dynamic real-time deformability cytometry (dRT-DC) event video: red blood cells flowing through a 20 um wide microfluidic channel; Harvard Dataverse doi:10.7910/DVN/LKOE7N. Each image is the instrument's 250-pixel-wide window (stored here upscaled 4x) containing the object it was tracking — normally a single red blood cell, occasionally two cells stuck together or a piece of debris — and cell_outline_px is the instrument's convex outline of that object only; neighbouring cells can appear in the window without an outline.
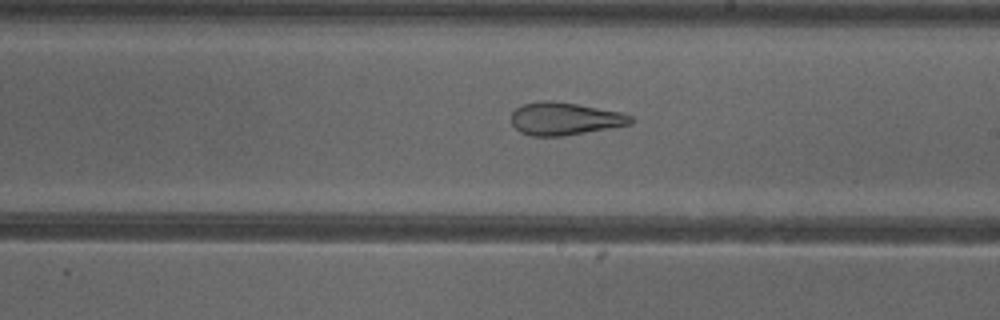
{"species": "common noctule bat (a hibernating species)", "species_latin": "Nyctalus noctula", "temperature_condition": "cold", "stored_images_in_passage": 53, "camera_frame_rate_fps": 3000, "um_per_image_px": 0.085, "animal": {"sex": "female"}, "frame": {"image": 1, "passage_image": 31, "time_ms": 10.0, "image_size_px": [1000, 320], "cell_outline_px": [[636, 120], [632, 124], [564, 136], [532, 136], [520, 132], [512, 124], [512, 112], [520, 104], [540, 100], [552, 100], [624, 112], [632, 116]], "centroid_in_image_um": [48.02, 10.08], "position_along_channel_um": 241.0, "area_um2": 23.06}, "authors_computed_cell_mechanics": {"area_um2": 28.8422, "velocity_mm_per_s": 3.9016, "shape_relaxation_time_tau1_ms": null, "shape_relaxation_time_tau2_ms": 1.9791, "deformation_change_tau1": null, "deformation_change_tau2": 0.1103}}